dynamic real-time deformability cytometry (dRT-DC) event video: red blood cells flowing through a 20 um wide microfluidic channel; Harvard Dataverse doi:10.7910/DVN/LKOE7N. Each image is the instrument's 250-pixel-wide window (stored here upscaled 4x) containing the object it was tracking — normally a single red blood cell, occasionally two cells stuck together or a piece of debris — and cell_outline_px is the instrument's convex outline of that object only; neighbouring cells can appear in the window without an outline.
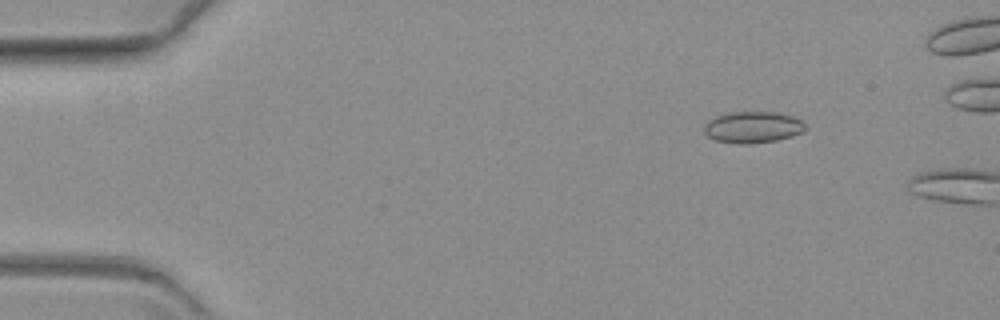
{"species": "common noctule bat (a hibernating species)", "species_latin": "Nyctalus noctula", "temperature_condition": "warm", "stored_images_in_passage": 12, "camera_frame_rate_fps": 3000, "um_per_image_px": 0.085, "animal": {"sex": "female", "body_mass_g": 19.3, "forearm_length_mm": 54.1}, "frame": {"image": 1, "passage_image": 9, "time_ms": 2.667, "image_size_px": [1000, 320], "cell_outline_px": [[808, 128], [792, 136], [776, 140], [748, 144], [736, 144], [716, 140], [708, 136], [704, 132], [704, 124], [708, 120], [716, 116], [728, 112], [776, 112], [792, 116], [800, 120]], "centroid_in_image_um": [63.96, 10.81], "position_along_channel_um": 21.0, "area_um2": 18.55}}